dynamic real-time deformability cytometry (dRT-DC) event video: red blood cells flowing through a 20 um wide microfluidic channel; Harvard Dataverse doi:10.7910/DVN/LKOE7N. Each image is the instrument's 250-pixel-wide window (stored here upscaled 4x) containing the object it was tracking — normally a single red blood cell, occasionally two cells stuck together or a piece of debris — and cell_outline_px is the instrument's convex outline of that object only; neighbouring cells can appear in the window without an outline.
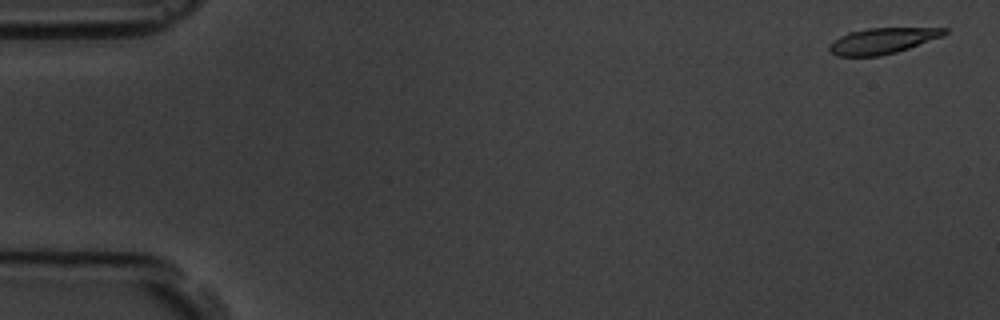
{"species": "common noctule bat (a hibernating species)", "species_latin": "Nyctalus noctula", "temperature_condition": "room temperature", "stored_images_in_passage": 58, "camera_frame_rate_fps": 3000, "um_per_image_px": 0.085, "animal": {"sex": "male", "body_mass_g": 19.5, "forearm_length_mm": 54.6}, "frame": {"image": 1, "passage_image": 2, "time_ms": 0.333, "image_size_px": [1000, 320], "cell_outline_px": [[948, 32], [944, 36], [896, 52], [880, 56], [836, 56], [828, 48], [828, 44], [832, 40], [848, 32], [868, 28], [948, 28]], "centroid_in_image_um": [74.99, 3.46], "position_along_channel_um": 10.0, "area_um2": 17.4}}
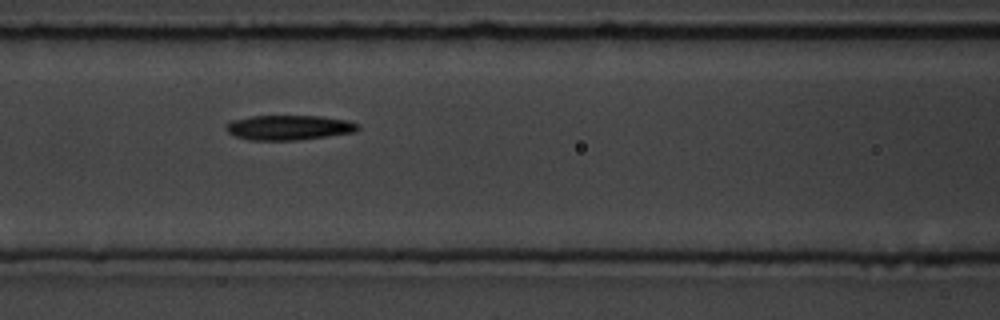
{"frame": {"image": 2, "passage_image": 25, "time_ms": 8.0, "image_size_px": [1000, 320], "cell_outline_px": [[360, 128], [352, 132], [328, 136], [296, 140], [248, 140], [236, 136], [228, 132], [224, 124], [232, 120], [252, 116], [320, 116], [348, 120], [360, 124]], "centroid_in_image_um": [24.55, 10.84], "position_along_channel_um": 142.1, "area_um2": 19.07}}
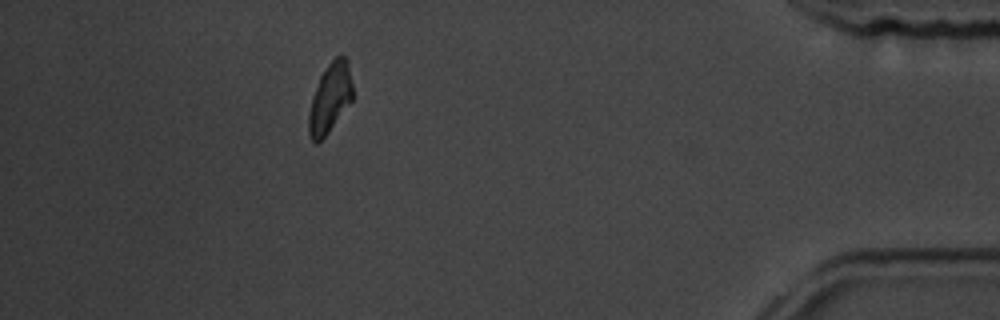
{"frame": {"image": 3, "passage_image": 52, "time_ms": 17.0, "image_size_px": [1000, 320], "cell_outline_px": [[352, 100], [328, 132], [316, 144], [312, 140], [308, 132], [308, 112], [312, 96], [320, 76], [328, 64], [336, 56], [344, 56], [348, 60], [352, 84]], "centroid_in_image_um": [28.03, 8.32], "position_along_channel_um": 407.2, "area_um2": 17.63}, "authors_computed_cell_mechanics": {"area_um2": 18.8139, "velocity_mm_per_s": 3.5219, "shape_relaxation_time_tau1_ms": 8.2352, "shape_relaxation_time_tau2_ms": null, "deformation_change_tau1": 0.2004, "deformation_change_tau2": null}}